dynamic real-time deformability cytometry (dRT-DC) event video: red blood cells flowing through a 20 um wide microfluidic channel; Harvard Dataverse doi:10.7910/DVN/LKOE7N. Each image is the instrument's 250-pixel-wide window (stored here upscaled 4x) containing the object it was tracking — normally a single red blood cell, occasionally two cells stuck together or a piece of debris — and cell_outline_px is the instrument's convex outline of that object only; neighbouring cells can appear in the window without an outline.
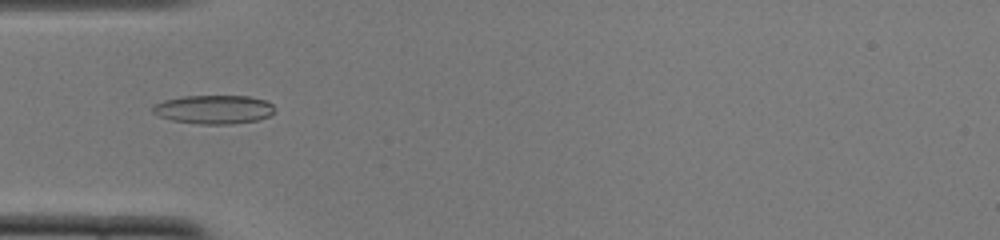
{"species": "common noctule bat (a hibernating species)", "species_latin": "Nyctalus noctula", "temperature_condition": "cold", "stored_images_in_passage": 35, "camera_frame_rate_fps": 3000, "um_per_image_px": 0.085, "animal": {"sex": "female", "body_mass_g": 22.0, "forearm_length_mm": 56.7}, "frame": {"image": 1, "passage_image": 1, "time_ms": 0.0, "image_size_px": [1000, 240], "cell_outline_px": [[276, 108], [268, 116], [256, 120], [228, 124], [200, 124], [172, 120], [156, 116], [152, 112], [152, 104], [164, 100], [184, 96], [248, 96], [264, 100], [272, 104]], "centroid_in_image_um": [18.12, 9.3], "position_along_channel_um": 66.9, "area_um2": 20.4}}
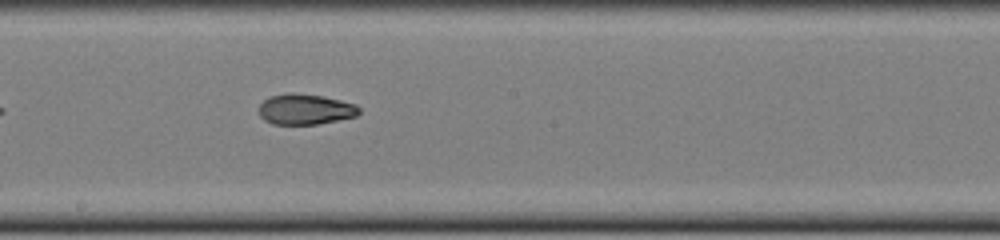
{"frame": {"image": 2, "passage_image": 13, "time_ms": 4.0, "image_size_px": [1000, 240], "cell_outline_px": [[360, 112], [356, 116], [316, 124], [272, 124], [264, 120], [260, 116], [260, 104], [264, 100], [272, 96], [288, 92], [292, 92], [324, 96], [356, 104], [360, 108]], "centroid_in_image_um": [25.95, 9.28], "position_along_channel_um": 222.2, "area_um2": 17.8}}
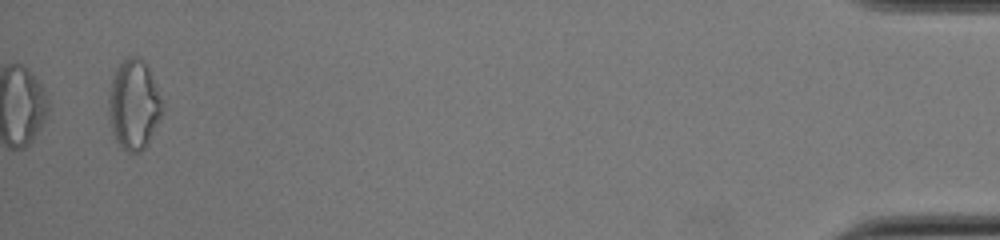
{"frame": {"image": 3, "passage_image": 35, "time_ms": 11.333, "image_size_px": [1000, 240], "cell_outline_px": [[160, 116], [148, 144], [140, 152], [128, 152], [116, 140], [112, 132], [108, 112], [108, 100], [112, 80], [116, 68], [128, 56], [136, 56], [144, 60], [148, 64], [160, 100]], "centroid_in_image_um": [11.34, 8.88], "position_along_channel_um": 423.9, "area_um2": 27.51}, "authors_computed_cell_mechanics": {"area_um2": 18.9006, "velocity_mm_per_s": 3.8873, "shape_relaxation_time_tau1_ms": null, "shape_relaxation_time_tau2_ms": 2.3293, "deformation_change_tau1": null, "deformation_change_tau2": 0.0787}}